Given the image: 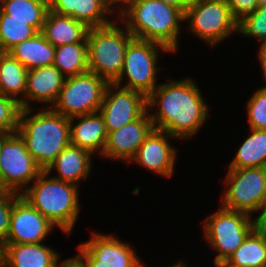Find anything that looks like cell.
Returning <instances> with one entry per match:
<instances>
[{
	"label": "cell",
	"instance_id": "1",
	"mask_svg": "<svg viewBox=\"0 0 266 267\" xmlns=\"http://www.w3.org/2000/svg\"><path fill=\"white\" fill-rule=\"evenodd\" d=\"M169 80L147 96V110H158L149 113L150 119L154 128L177 139H189L204 125L209 106L193 79Z\"/></svg>",
	"mask_w": 266,
	"mask_h": 267
},
{
	"label": "cell",
	"instance_id": "2",
	"mask_svg": "<svg viewBox=\"0 0 266 267\" xmlns=\"http://www.w3.org/2000/svg\"><path fill=\"white\" fill-rule=\"evenodd\" d=\"M126 6V7H125ZM118 18L134 38L166 47L171 53L179 43L184 13L161 0H128L119 7Z\"/></svg>",
	"mask_w": 266,
	"mask_h": 267
},
{
	"label": "cell",
	"instance_id": "3",
	"mask_svg": "<svg viewBox=\"0 0 266 267\" xmlns=\"http://www.w3.org/2000/svg\"><path fill=\"white\" fill-rule=\"evenodd\" d=\"M32 110L21 109L16 132L33 159L46 170L70 145V120L51 108L43 107L38 113L30 115Z\"/></svg>",
	"mask_w": 266,
	"mask_h": 267
},
{
	"label": "cell",
	"instance_id": "4",
	"mask_svg": "<svg viewBox=\"0 0 266 267\" xmlns=\"http://www.w3.org/2000/svg\"><path fill=\"white\" fill-rule=\"evenodd\" d=\"M20 195L52 224L70 235L79 214V190L43 170Z\"/></svg>",
	"mask_w": 266,
	"mask_h": 267
},
{
	"label": "cell",
	"instance_id": "5",
	"mask_svg": "<svg viewBox=\"0 0 266 267\" xmlns=\"http://www.w3.org/2000/svg\"><path fill=\"white\" fill-rule=\"evenodd\" d=\"M115 20L103 27L89 28L88 70L113 83L121 74L125 52L133 35L123 25L118 27Z\"/></svg>",
	"mask_w": 266,
	"mask_h": 267
},
{
	"label": "cell",
	"instance_id": "6",
	"mask_svg": "<svg viewBox=\"0 0 266 267\" xmlns=\"http://www.w3.org/2000/svg\"><path fill=\"white\" fill-rule=\"evenodd\" d=\"M255 227L254 218L243 212L221 207L209 215L205 219L204 237L218 252L214 265L226 262Z\"/></svg>",
	"mask_w": 266,
	"mask_h": 267
},
{
	"label": "cell",
	"instance_id": "7",
	"mask_svg": "<svg viewBox=\"0 0 266 267\" xmlns=\"http://www.w3.org/2000/svg\"><path fill=\"white\" fill-rule=\"evenodd\" d=\"M109 82L97 74L66 77L58 98L50 107L67 118L99 112Z\"/></svg>",
	"mask_w": 266,
	"mask_h": 267
},
{
	"label": "cell",
	"instance_id": "8",
	"mask_svg": "<svg viewBox=\"0 0 266 267\" xmlns=\"http://www.w3.org/2000/svg\"><path fill=\"white\" fill-rule=\"evenodd\" d=\"M159 50L170 52L158 43L134 38L126 49L122 72L113 83L139 91L147 97L159 85L156 83ZM124 79L128 82L122 86Z\"/></svg>",
	"mask_w": 266,
	"mask_h": 267
},
{
	"label": "cell",
	"instance_id": "9",
	"mask_svg": "<svg viewBox=\"0 0 266 267\" xmlns=\"http://www.w3.org/2000/svg\"><path fill=\"white\" fill-rule=\"evenodd\" d=\"M188 29L209 46L238 33V22L233 18L230 7L223 0H194L184 12Z\"/></svg>",
	"mask_w": 266,
	"mask_h": 267
},
{
	"label": "cell",
	"instance_id": "10",
	"mask_svg": "<svg viewBox=\"0 0 266 267\" xmlns=\"http://www.w3.org/2000/svg\"><path fill=\"white\" fill-rule=\"evenodd\" d=\"M227 171L224 183L227 189L221 198L220 207L252 217V212L260 210L266 195V167Z\"/></svg>",
	"mask_w": 266,
	"mask_h": 267
},
{
	"label": "cell",
	"instance_id": "11",
	"mask_svg": "<svg viewBox=\"0 0 266 267\" xmlns=\"http://www.w3.org/2000/svg\"><path fill=\"white\" fill-rule=\"evenodd\" d=\"M42 171L20 135L17 132L9 134L0 152V190L21 194Z\"/></svg>",
	"mask_w": 266,
	"mask_h": 267
},
{
	"label": "cell",
	"instance_id": "12",
	"mask_svg": "<svg viewBox=\"0 0 266 267\" xmlns=\"http://www.w3.org/2000/svg\"><path fill=\"white\" fill-rule=\"evenodd\" d=\"M78 248L85 267H145L134 248L114 235L93 232Z\"/></svg>",
	"mask_w": 266,
	"mask_h": 267
},
{
	"label": "cell",
	"instance_id": "13",
	"mask_svg": "<svg viewBox=\"0 0 266 267\" xmlns=\"http://www.w3.org/2000/svg\"><path fill=\"white\" fill-rule=\"evenodd\" d=\"M146 110L147 97L143 93L109 83L99 113L109 133L138 119Z\"/></svg>",
	"mask_w": 266,
	"mask_h": 267
},
{
	"label": "cell",
	"instance_id": "14",
	"mask_svg": "<svg viewBox=\"0 0 266 267\" xmlns=\"http://www.w3.org/2000/svg\"><path fill=\"white\" fill-rule=\"evenodd\" d=\"M55 227L19 195L13 201L10 229L4 243H41Z\"/></svg>",
	"mask_w": 266,
	"mask_h": 267
},
{
	"label": "cell",
	"instance_id": "15",
	"mask_svg": "<svg viewBox=\"0 0 266 267\" xmlns=\"http://www.w3.org/2000/svg\"><path fill=\"white\" fill-rule=\"evenodd\" d=\"M153 129L149 111L146 110L138 119L108 133L102 157L130 162Z\"/></svg>",
	"mask_w": 266,
	"mask_h": 267
},
{
	"label": "cell",
	"instance_id": "16",
	"mask_svg": "<svg viewBox=\"0 0 266 267\" xmlns=\"http://www.w3.org/2000/svg\"><path fill=\"white\" fill-rule=\"evenodd\" d=\"M177 139L166 131L154 128L139 147L135 157L130 161L151 170L163 177H172L174 165L177 162V150L169 143Z\"/></svg>",
	"mask_w": 266,
	"mask_h": 267
},
{
	"label": "cell",
	"instance_id": "17",
	"mask_svg": "<svg viewBox=\"0 0 266 267\" xmlns=\"http://www.w3.org/2000/svg\"><path fill=\"white\" fill-rule=\"evenodd\" d=\"M114 8L112 0H49V10L59 15L70 16L88 28L103 27L112 23L108 15H114Z\"/></svg>",
	"mask_w": 266,
	"mask_h": 267
},
{
	"label": "cell",
	"instance_id": "18",
	"mask_svg": "<svg viewBox=\"0 0 266 267\" xmlns=\"http://www.w3.org/2000/svg\"><path fill=\"white\" fill-rule=\"evenodd\" d=\"M65 80L66 77L54 65L28 70L24 109L32 108L31 101L47 103L51 105H47L48 108L52 107Z\"/></svg>",
	"mask_w": 266,
	"mask_h": 267
},
{
	"label": "cell",
	"instance_id": "19",
	"mask_svg": "<svg viewBox=\"0 0 266 267\" xmlns=\"http://www.w3.org/2000/svg\"><path fill=\"white\" fill-rule=\"evenodd\" d=\"M70 120V144L85 149L92 154L102 155L107 140V130L103 116L99 113L75 116ZM75 120L78 123H74Z\"/></svg>",
	"mask_w": 266,
	"mask_h": 267
},
{
	"label": "cell",
	"instance_id": "20",
	"mask_svg": "<svg viewBox=\"0 0 266 267\" xmlns=\"http://www.w3.org/2000/svg\"><path fill=\"white\" fill-rule=\"evenodd\" d=\"M91 155V152L70 144L58 154L46 168V171L51 174V171L56 169L58 174L52 177L77 186L82 179H86L91 173Z\"/></svg>",
	"mask_w": 266,
	"mask_h": 267
},
{
	"label": "cell",
	"instance_id": "21",
	"mask_svg": "<svg viewBox=\"0 0 266 267\" xmlns=\"http://www.w3.org/2000/svg\"><path fill=\"white\" fill-rule=\"evenodd\" d=\"M5 267H57L61 254L41 243H4Z\"/></svg>",
	"mask_w": 266,
	"mask_h": 267
},
{
	"label": "cell",
	"instance_id": "22",
	"mask_svg": "<svg viewBox=\"0 0 266 267\" xmlns=\"http://www.w3.org/2000/svg\"><path fill=\"white\" fill-rule=\"evenodd\" d=\"M88 30L84 23L48 10L41 33L48 42L57 47L75 42H87Z\"/></svg>",
	"mask_w": 266,
	"mask_h": 267
},
{
	"label": "cell",
	"instance_id": "23",
	"mask_svg": "<svg viewBox=\"0 0 266 267\" xmlns=\"http://www.w3.org/2000/svg\"><path fill=\"white\" fill-rule=\"evenodd\" d=\"M8 53L27 70L53 65L55 47L41 32L12 47Z\"/></svg>",
	"mask_w": 266,
	"mask_h": 267
},
{
	"label": "cell",
	"instance_id": "24",
	"mask_svg": "<svg viewBox=\"0 0 266 267\" xmlns=\"http://www.w3.org/2000/svg\"><path fill=\"white\" fill-rule=\"evenodd\" d=\"M27 73V68L17 59L8 52H0V93L18 101L21 109H24Z\"/></svg>",
	"mask_w": 266,
	"mask_h": 267
},
{
	"label": "cell",
	"instance_id": "25",
	"mask_svg": "<svg viewBox=\"0 0 266 267\" xmlns=\"http://www.w3.org/2000/svg\"><path fill=\"white\" fill-rule=\"evenodd\" d=\"M222 264L232 267H266V232L255 227Z\"/></svg>",
	"mask_w": 266,
	"mask_h": 267
},
{
	"label": "cell",
	"instance_id": "26",
	"mask_svg": "<svg viewBox=\"0 0 266 267\" xmlns=\"http://www.w3.org/2000/svg\"><path fill=\"white\" fill-rule=\"evenodd\" d=\"M250 136L239 146L228 169L266 167V129H249Z\"/></svg>",
	"mask_w": 266,
	"mask_h": 267
},
{
	"label": "cell",
	"instance_id": "27",
	"mask_svg": "<svg viewBox=\"0 0 266 267\" xmlns=\"http://www.w3.org/2000/svg\"><path fill=\"white\" fill-rule=\"evenodd\" d=\"M0 9L8 14V19L26 21L37 32H41L49 0H1Z\"/></svg>",
	"mask_w": 266,
	"mask_h": 267
},
{
	"label": "cell",
	"instance_id": "28",
	"mask_svg": "<svg viewBox=\"0 0 266 267\" xmlns=\"http://www.w3.org/2000/svg\"><path fill=\"white\" fill-rule=\"evenodd\" d=\"M53 65L65 77L80 75L89 71L87 42H75L55 47Z\"/></svg>",
	"mask_w": 266,
	"mask_h": 267
},
{
	"label": "cell",
	"instance_id": "29",
	"mask_svg": "<svg viewBox=\"0 0 266 267\" xmlns=\"http://www.w3.org/2000/svg\"><path fill=\"white\" fill-rule=\"evenodd\" d=\"M38 32L26 21L8 19L0 9V52H8L15 45L32 38Z\"/></svg>",
	"mask_w": 266,
	"mask_h": 267
},
{
	"label": "cell",
	"instance_id": "30",
	"mask_svg": "<svg viewBox=\"0 0 266 267\" xmlns=\"http://www.w3.org/2000/svg\"><path fill=\"white\" fill-rule=\"evenodd\" d=\"M238 34L260 42L266 40V5H259L253 13L238 22Z\"/></svg>",
	"mask_w": 266,
	"mask_h": 267
},
{
	"label": "cell",
	"instance_id": "31",
	"mask_svg": "<svg viewBox=\"0 0 266 267\" xmlns=\"http://www.w3.org/2000/svg\"><path fill=\"white\" fill-rule=\"evenodd\" d=\"M251 129H266V85L257 89L246 102Z\"/></svg>",
	"mask_w": 266,
	"mask_h": 267
},
{
	"label": "cell",
	"instance_id": "32",
	"mask_svg": "<svg viewBox=\"0 0 266 267\" xmlns=\"http://www.w3.org/2000/svg\"><path fill=\"white\" fill-rule=\"evenodd\" d=\"M21 107L18 101L0 93V133H15Z\"/></svg>",
	"mask_w": 266,
	"mask_h": 267
},
{
	"label": "cell",
	"instance_id": "33",
	"mask_svg": "<svg viewBox=\"0 0 266 267\" xmlns=\"http://www.w3.org/2000/svg\"><path fill=\"white\" fill-rule=\"evenodd\" d=\"M20 194L8 191L0 190V239L5 241L7 239L10 229V216L13 208V201Z\"/></svg>",
	"mask_w": 266,
	"mask_h": 267
},
{
	"label": "cell",
	"instance_id": "34",
	"mask_svg": "<svg viewBox=\"0 0 266 267\" xmlns=\"http://www.w3.org/2000/svg\"><path fill=\"white\" fill-rule=\"evenodd\" d=\"M226 3L237 22L246 15L253 13L259 6L258 0H226Z\"/></svg>",
	"mask_w": 266,
	"mask_h": 267
},
{
	"label": "cell",
	"instance_id": "35",
	"mask_svg": "<svg viewBox=\"0 0 266 267\" xmlns=\"http://www.w3.org/2000/svg\"><path fill=\"white\" fill-rule=\"evenodd\" d=\"M259 212L261 213L254 218L255 226L256 228L266 232V195Z\"/></svg>",
	"mask_w": 266,
	"mask_h": 267
},
{
	"label": "cell",
	"instance_id": "36",
	"mask_svg": "<svg viewBox=\"0 0 266 267\" xmlns=\"http://www.w3.org/2000/svg\"><path fill=\"white\" fill-rule=\"evenodd\" d=\"M57 267H85V264L78 255H75V257L63 260L62 263H57Z\"/></svg>",
	"mask_w": 266,
	"mask_h": 267
},
{
	"label": "cell",
	"instance_id": "37",
	"mask_svg": "<svg viewBox=\"0 0 266 267\" xmlns=\"http://www.w3.org/2000/svg\"><path fill=\"white\" fill-rule=\"evenodd\" d=\"M258 59L262 67L264 80L266 79V40L262 41L258 49Z\"/></svg>",
	"mask_w": 266,
	"mask_h": 267
},
{
	"label": "cell",
	"instance_id": "38",
	"mask_svg": "<svg viewBox=\"0 0 266 267\" xmlns=\"http://www.w3.org/2000/svg\"><path fill=\"white\" fill-rule=\"evenodd\" d=\"M165 4L174 6L177 9H180L183 13L186 11L188 6L194 1V0H161Z\"/></svg>",
	"mask_w": 266,
	"mask_h": 267
},
{
	"label": "cell",
	"instance_id": "39",
	"mask_svg": "<svg viewBox=\"0 0 266 267\" xmlns=\"http://www.w3.org/2000/svg\"><path fill=\"white\" fill-rule=\"evenodd\" d=\"M0 267H5V244L0 239Z\"/></svg>",
	"mask_w": 266,
	"mask_h": 267
},
{
	"label": "cell",
	"instance_id": "40",
	"mask_svg": "<svg viewBox=\"0 0 266 267\" xmlns=\"http://www.w3.org/2000/svg\"><path fill=\"white\" fill-rule=\"evenodd\" d=\"M167 267H189V265L187 266V263H184L183 261L180 260L178 263L172 264Z\"/></svg>",
	"mask_w": 266,
	"mask_h": 267
},
{
	"label": "cell",
	"instance_id": "41",
	"mask_svg": "<svg viewBox=\"0 0 266 267\" xmlns=\"http://www.w3.org/2000/svg\"><path fill=\"white\" fill-rule=\"evenodd\" d=\"M8 135H9V133H0V152H1L3 142Z\"/></svg>",
	"mask_w": 266,
	"mask_h": 267
},
{
	"label": "cell",
	"instance_id": "42",
	"mask_svg": "<svg viewBox=\"0 0 266 267\" xmlns=\"http://www.w3.org/2000/svg\"><path fill=\"white\" fill-rule=\"evenodd\" d=\"M126 1L128 0H112L113 2V5H117V6H120L121 4L125 3Z\"/></svg>",
	"mask_w": 266,
	"mask_h": 267
},
{
	"label": "cell",
	"instance_id": "43",
	"mask_svg": "<svg viewBox=\"0 0 266 267\" xmlns=\"http://www.w3.org/2000/svg\"><path fill=\"white\" fill-rule=\"evenodd\" d=\"M259 5H266V0H258Z\"/></svg>",
	"mask_w": 266,
	"mask_h": 267
},
{
	"label": "cell",
	"instance_id": "44",
	"mask_svg": "<svg viewBox=\"0 0 266 267\" xmlns=\"http://www.w3.org/2000/svg\"><path fill=\"white\" fill-rule=\"evenodd\" d=\"M216 267H232V266H224L222 263L217 265Z\"/></svg>",
	"mask_w": 266,
	"mask_h": 267
}]
</instances>
